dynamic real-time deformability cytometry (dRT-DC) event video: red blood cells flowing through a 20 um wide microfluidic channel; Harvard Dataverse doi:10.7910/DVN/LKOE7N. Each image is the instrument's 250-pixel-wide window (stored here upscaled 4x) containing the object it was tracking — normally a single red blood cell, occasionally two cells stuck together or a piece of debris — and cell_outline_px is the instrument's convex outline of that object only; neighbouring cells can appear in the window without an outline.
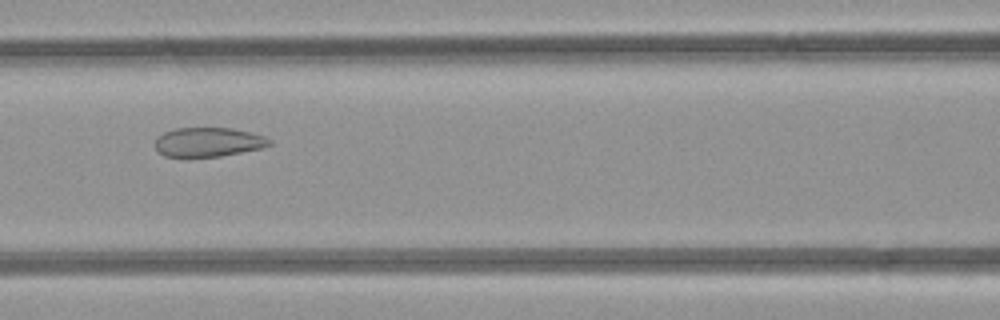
{"species": "common noctule bat (a hibernating species)", "species_latin": "Nyctalus noctula", "temperature_condition": "room temperature", "stored_images_in_passage": 7, "camera_frame_rate_fps": 3000, "um_per_image_px": 0.085, "animal": {"sex": "female", "body_mass_g": 21.9}, "frame": {"image": 1, "passage_image": 7, "time_ms": 6.667, "image_size_px": [1000, 320], "cell_outline_px": [[272, 144], [260, 148], [220, 156], [164, 156], [156, 148], [156, 136], [164, 132], [176, 128], [232, 128], [264, 136], [272, 140]], "centroid_in_image_um": [17.7, 12.06], "position_along_channel_um": 148.9, "area_um2": 19.19}}